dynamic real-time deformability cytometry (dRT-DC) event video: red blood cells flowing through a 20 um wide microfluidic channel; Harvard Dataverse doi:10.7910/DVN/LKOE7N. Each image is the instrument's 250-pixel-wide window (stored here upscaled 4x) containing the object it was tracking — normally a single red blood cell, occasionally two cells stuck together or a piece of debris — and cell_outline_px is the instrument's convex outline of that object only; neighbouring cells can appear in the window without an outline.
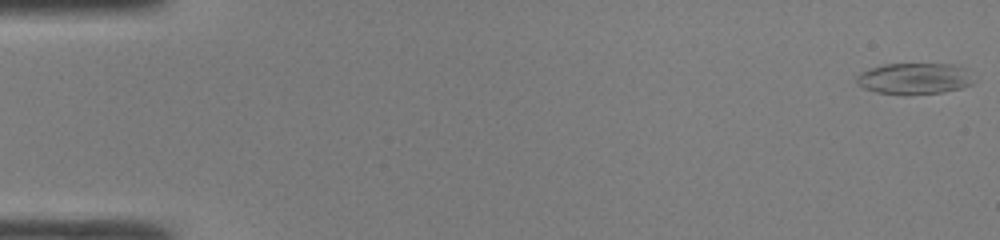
{"species": "common noctule bat (a hibernating species)", "species_latin": "Nyctalus noctula", "temperature_condition": "room temperature", "stored_images_in_passage": 9, "camera_frame_rate_fps": 3000, "um_per_image_px": 0.085, "animal": {"sex": "male", "body_mass_g": 19.0, "forearm_length_mm": 50.8}, "frame": {"image": 1, "passage_image": 1, "time_ms": 0.0, "image_size_px": [1000, 240], "cell_outline_px": [[972, 84], [960, 88], [944, 92], [908, 96], [876, 92], [864, 88], [856, 84], [856, 76], [860, 72], [868, 68], [884, 64], [952, 64], [968, 68]], "centroid_in_image_um": [77.68, 6.69], "position_along_channel_um": 7.3, "area_um2": 21.73}}